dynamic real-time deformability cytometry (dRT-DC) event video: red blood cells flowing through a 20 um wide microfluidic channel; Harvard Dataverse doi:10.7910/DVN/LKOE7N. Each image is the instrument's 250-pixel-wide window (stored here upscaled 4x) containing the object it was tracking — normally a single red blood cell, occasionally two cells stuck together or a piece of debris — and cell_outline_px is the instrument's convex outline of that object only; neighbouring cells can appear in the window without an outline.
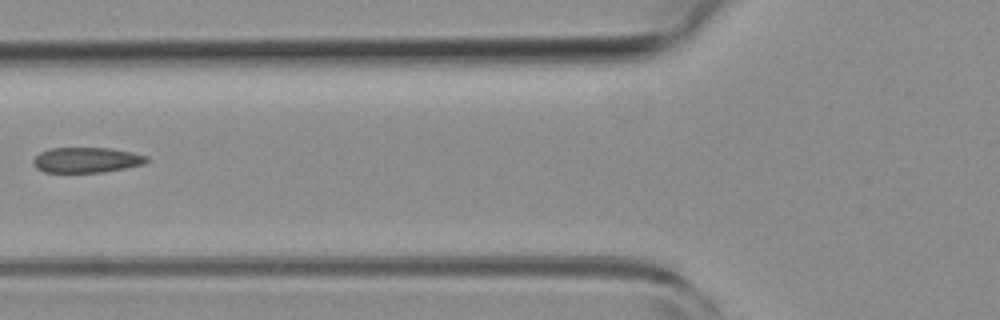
{"species": "common noctule bat (a hibernating species)", "species_latin": "Nyctalus noctula", "temperature_condition": "room temperature", "stored_images_in_passage": 6, "camera_frame_rate_fps": 3000, "um_per_image_px": 0.085, "animal": {"sex": "female", "body_mass_g": 19.3, "forearm_length_mm": 54.1}, "frame": {"image": 1, "passage_image": 6, "time_ms": 1.667, "image_size_px": [1000, 320], "cell_outline_px": [[148, 160], [144, 164], [104, 172], [44, 172], [36, 168], [32, 164], [32, 160], [40, 152], [52, 148], [112, 148], [132, 152], [148, 156]], "centroid_in_image_um": [7.35, 13.6], "position_along_channel_um": 118.5, "area_um2": 16.76}}